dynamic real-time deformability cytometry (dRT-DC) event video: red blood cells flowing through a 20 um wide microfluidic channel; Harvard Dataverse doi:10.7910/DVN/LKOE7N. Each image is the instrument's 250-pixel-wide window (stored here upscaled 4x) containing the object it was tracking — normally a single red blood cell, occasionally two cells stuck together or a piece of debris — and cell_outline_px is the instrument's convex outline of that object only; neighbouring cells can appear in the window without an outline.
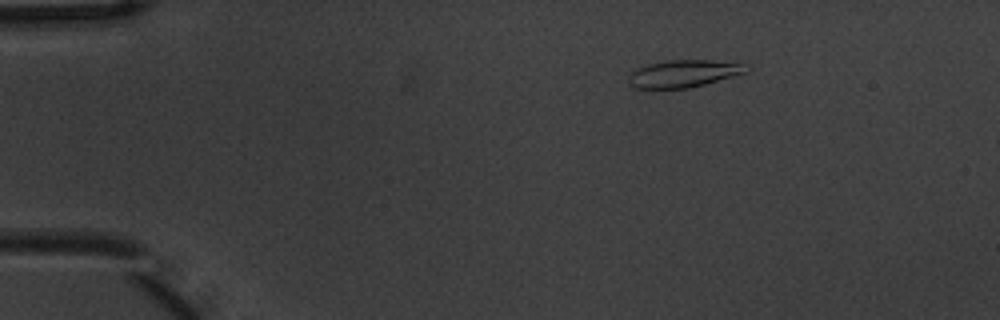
{"species": "common noctule bat (a hibernating species)", "species_latin": "Nyctalus noctula", "temperature_condition": "warm", "stored_images_in_passage": 5, "camera_frame_rate_fps": 3000, "um_per_image_px": 0.085, "animal": {"sex": "male", "body_mass_g": 20.1, "forearm_length_mm": 53.5}, "frame": {"image": 1, "passage_image": 3, "time_ms": 0.667, "image_size_px": [1000, 320], "cell_outline_px": [[752, 68], [748, 72], [704, 84], [688, 88], [632, 88], [628, 84], [628, 76], [636, 68], [648, 64], [664, 60], [712, 60], [740, 64]], "centroid_in_image_um": [58.06, 6.25], "position_along_channel_um": 26.9, "area_um2": 18.73}}